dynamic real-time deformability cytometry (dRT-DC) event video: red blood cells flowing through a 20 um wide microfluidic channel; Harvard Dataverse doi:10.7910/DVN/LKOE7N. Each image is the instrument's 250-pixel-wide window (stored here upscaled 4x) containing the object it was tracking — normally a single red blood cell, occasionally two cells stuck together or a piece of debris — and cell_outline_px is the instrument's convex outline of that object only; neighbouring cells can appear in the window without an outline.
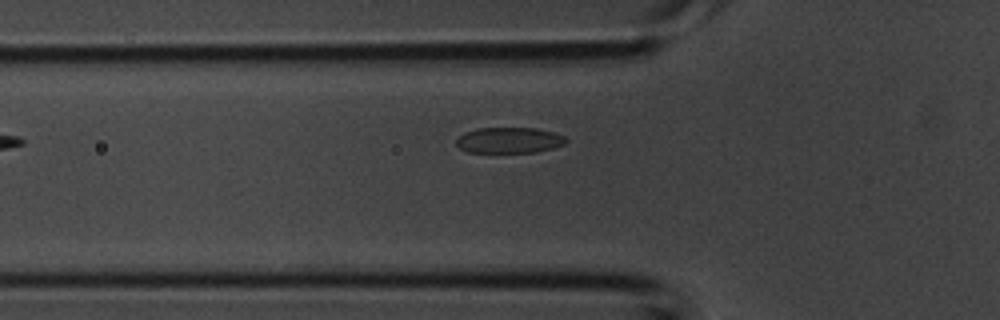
{"species": "common noctule bat (a hibernating species)", "species_latin": "Nyctalus noctula", "temperature_condition": "room temperature", "stored_images_in_passage": 3, "segment_of_instrument_passage": [1, 2], "camera_frame_rate_fps": 3000, "um_per_image_px": 0.085, "animal": {"sex": "male", "body_mass_g": 20.1, "forearm_length_mm": 53.5}, "frame": {"image": 1, "passage_image": 2, "time_ms": 0.333, "image_size_px": [1000, 320], "cell_outline_px": [[568, 140], [564, 144], [552, 148], [536, 152], [468, 152], [460, 148], [456, 144], [456, 140], [464, 132], [476, 128], [536, 128], [552, 132], [564, 136]], "centroid_in_image_um": [43.27, 11.91], "position_along_channel_um": 82.5, "area_um2": 16.42}}